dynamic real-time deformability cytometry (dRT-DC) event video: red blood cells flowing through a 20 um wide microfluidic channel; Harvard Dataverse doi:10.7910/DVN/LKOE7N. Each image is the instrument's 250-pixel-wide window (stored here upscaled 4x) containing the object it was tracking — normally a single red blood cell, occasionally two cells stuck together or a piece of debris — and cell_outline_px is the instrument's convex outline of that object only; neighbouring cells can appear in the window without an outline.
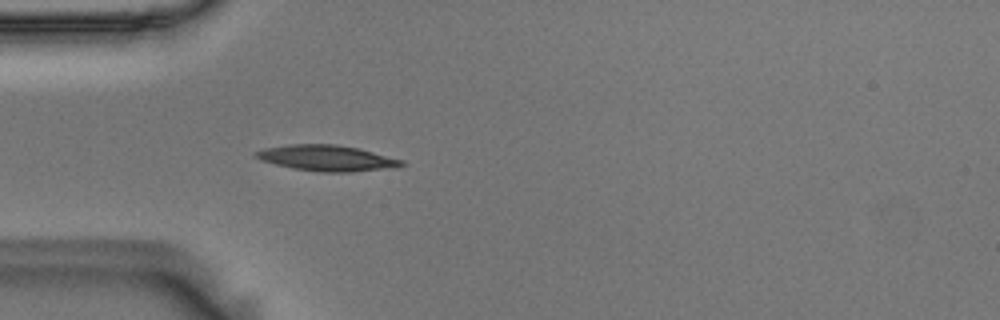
{"species": "Egyptian fruit bat (a non-hibernating species)", "species_latin": "Rousettus aegyptiacus", "temperature_condition": "room temperature", "stored_images_in_passage": 41, "camera_frame_rate_fps": 3000, "um_per_image_px": 0.085, "animal": {"sex": "male"}, "frame": {"image": 1, "passage_image": 2, "time_ms": 0.333, "image_size_px": [1000, 320], "cell_outline_px": [[404, 164], [396, 168], [352, 172], [320, 172], [292, 168], [260, 160], [252, 152], [264, 148], [288, 144], [336, 144], [360, 148], [404, 160]], "centroid_in_image_um": [27.81, 13.43], "position_along_channel_um": 57.2, "area_um2": 22.2}}
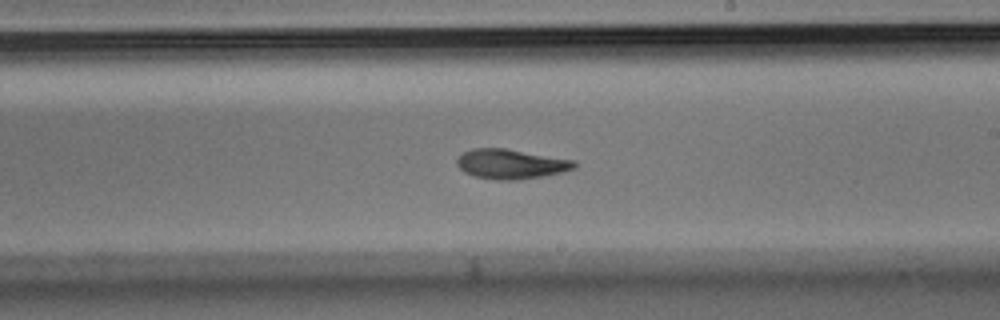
{"frame": {"image": 2, "passage_image": 18, "time_ms": 5.667, "image_size_px": [1000, 320], "cell_outline_px": [[576, 168], [544, 176], [520, 180], [496, 180], [476, 176], [464, 172], [456, 164], [456, 160], [464, 152], [472, 148], [504, 148], [576, 160]], "centroid_in_image_um": [43.44, 13.94], "position_along_channel_um": 245.6, "area_um2": 20.35}}
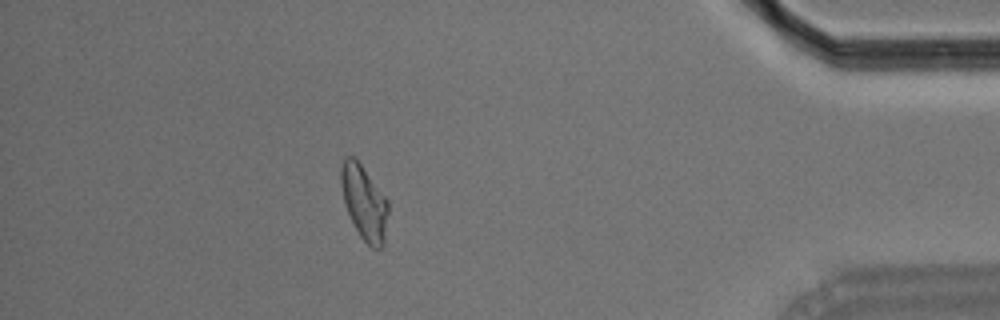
{"frame": {"image": 3, "passage_image": 35, "time_ms": 11.333, "image_size_px": [1000, 320], "cell_outline_px": [[388, 212], [384, 244], [380, 248], [372, 248], [360, 236], [344, 204], [340, 184], [340, 168], [344, 156], [352, 156], [360, 164], [388, 200]], "centroid_in_image_um": [30.94, 17.2], "position_along_channel_um": 404.3, "area_um2": 20.29}, "authors_computed_cell_mechanics": {"area_um2": 20.3456, "velocity_mm_per_s": 3.5919, "shape_relaxation_time_tau1_ms": 4.8654, "shape_relaxation_time_tau2_ms": 4.9758, "deformation_change_tau1": 0.1657, "deformation_change_tau2": 0.1141}}